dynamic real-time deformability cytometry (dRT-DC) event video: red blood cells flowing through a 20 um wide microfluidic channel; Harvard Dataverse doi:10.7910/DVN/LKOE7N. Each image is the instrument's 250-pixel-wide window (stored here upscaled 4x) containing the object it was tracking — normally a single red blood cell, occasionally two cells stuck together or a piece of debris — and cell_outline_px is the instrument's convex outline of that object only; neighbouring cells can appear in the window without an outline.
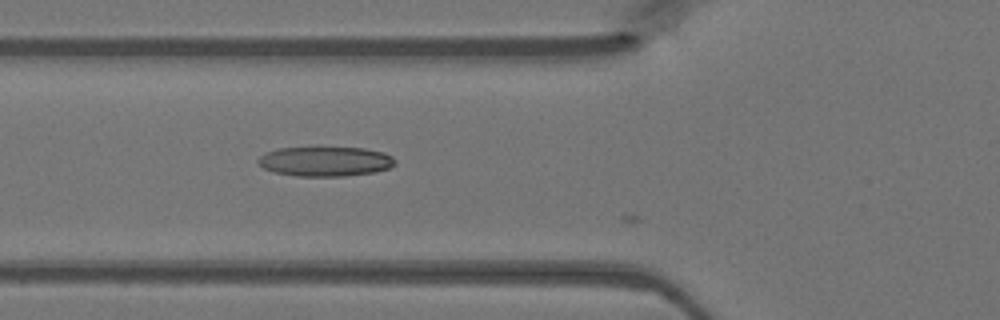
{"species": "Egyptian fruit bat (a non-hibernating species)", "species_latin": "Rousettus aegyptiacus", "temperature_condition": "warm", "stored_images_in_passage": 4, "camera_frame_rate_fps": 3000, "um_per_image_px": 0.085, "animal": {"sex": "female"}, "frame": {"image": 1, "passage_image": 3, "time_ms": 0.667, "image_size_px": [1000, 320], "cell_outline_px": [[396, 164], [388, 168], [376, 172], [344, 176], [296, 176], [276, 172], [264, 168], [256, 160], [264, 152], [280, 148], [316, 144], [320, 144], [364, 148], [384, 152], [392, 156], [396, 160]], "centroid_in_image_um": [27.65, 13.66], "position_along_channel_um": 98.1, "area_um2": 24.91}}